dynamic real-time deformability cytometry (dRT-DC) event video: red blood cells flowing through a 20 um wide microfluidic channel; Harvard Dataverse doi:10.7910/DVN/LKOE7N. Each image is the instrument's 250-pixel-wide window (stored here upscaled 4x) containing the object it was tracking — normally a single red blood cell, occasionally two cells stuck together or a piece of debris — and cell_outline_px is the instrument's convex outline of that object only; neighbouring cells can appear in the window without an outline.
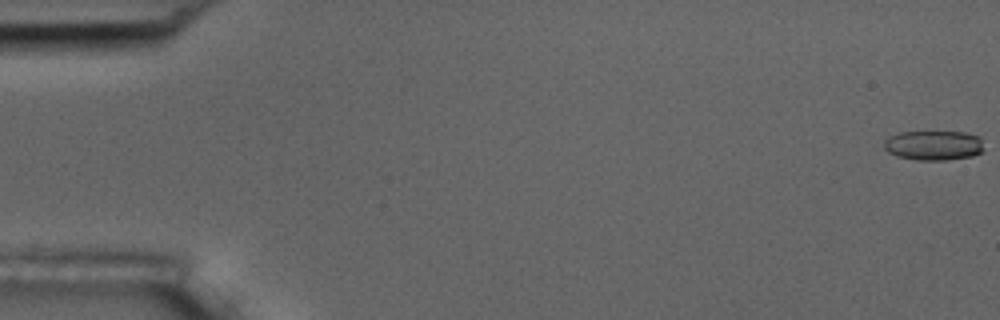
{"species": "common noctule bat (a hibernating species)", "species_latin": "Nyctalus noctula", "temperature_condition": "room temperature", "stored_images_in_passage": 7, "camera_frame_rate_fps": 3000, "um_per_image_px": 0.085, "animal": {"sex": "male", "body_mass_g": 17.5, "forearm_length_mm": 52.3}, "frame": {"image": 1, "passage_image": 1, "time_ms": 0.0, "image_size_px": [1000, 320], "cell_outline_px": [[984, 152], [972, 156], [948, 160], [916, 160], [896, 156], [888, 152], [884, 148], [884, 140], [888, 136], [900, 132], [968, 132], [980, 136]], "centroid_in_image_um": [79.37, 12.36], "position_along_channel_um": 5.6, "area_um2": 17.57}}
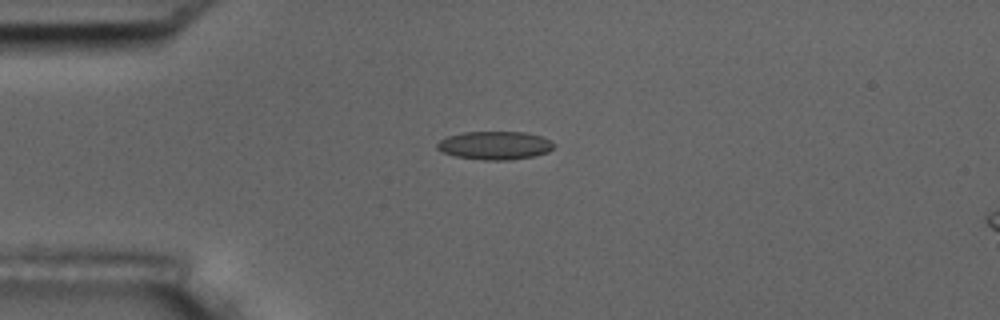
{"frame": {"image": 2, "passage_image": 5, "time_ms": 4.667, "image_size_px": [1000, 320], "cell_outline_px": [[556, 144], [548, 152], [532, 156], [512, 160], [484, 160], [456, 156], [444, 152], [436, 148], [436, 144], [440, 140], [448, 136], [464, 132], [524, 132], [540, 136]], "centroid_in_image_um": [42.06, 12.36], "position_along_channel_um": 42.9, "area_um2": 19.07}}